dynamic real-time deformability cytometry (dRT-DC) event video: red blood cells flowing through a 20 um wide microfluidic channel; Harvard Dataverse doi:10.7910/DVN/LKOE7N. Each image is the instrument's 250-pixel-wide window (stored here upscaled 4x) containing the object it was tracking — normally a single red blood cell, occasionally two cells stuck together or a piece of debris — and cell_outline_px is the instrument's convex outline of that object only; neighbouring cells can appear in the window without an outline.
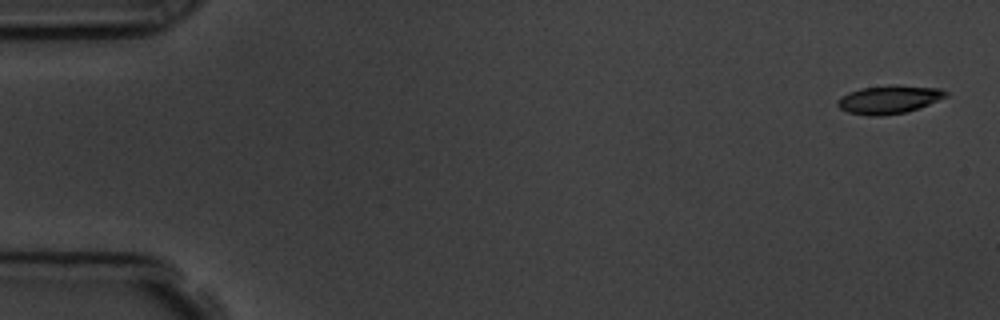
{"species": "common noctule bat (a hibernating species)", "species_latin": "Nyctalus noctula", "temperature_condition": "room temperature", "stored_images_in_passage": 4, "camera_frame_rate_fps": 3000, "um_per_image_px": 0.085, "animal": {"sex": "male", "body_mass_g": 19.5, "forearm_length_mm": 54.6}, "frame": {"image": 1, "passage_image": 1, "time_ms": 0.0, "image_size_px": [1000, 320], "cell_outline_px": [[948, 96], [920, 108], [904, 112], [880, 116], [868, 116], [848, 112], [840, 108], [836, 104], [836, 100], [840, 96], [848, 92], [860, 88], [892, 84], [940, 88], [948, 92]], "centroid_in_image_um": [75.55, 8.44], "position_along_channel_um": 9.5, "area_um2": 18.09}}
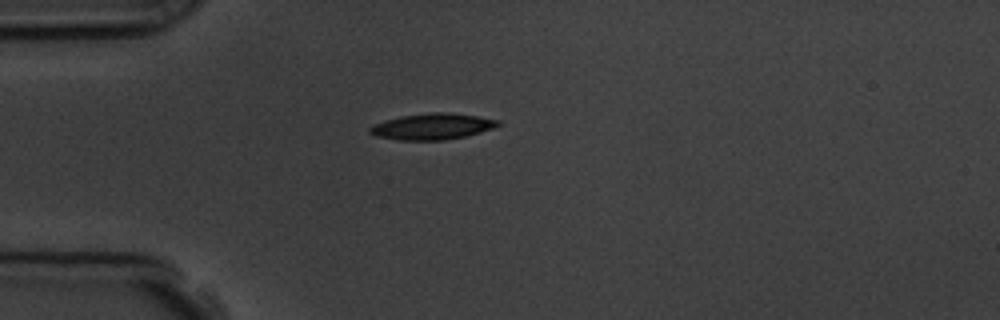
{"frame": {"image": 2, "passage_image": 4, "time_ms": 4.333, "image_size_px": [1000, 320], "cell_outline_px": [[500, 124], [492, 128], [480, 132], [464, 136], [444, 140], [400, 140], [376, 136], [368, 132], [368, 128], [384, 120], [400, 116], [432, 112], [448, 112], [476, 116], [500, 120]], "centroid_in_image_um": [36.72, 10.74], "position_along_channel_um": 48.3, "area_um2": 19.36}}